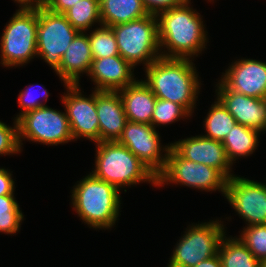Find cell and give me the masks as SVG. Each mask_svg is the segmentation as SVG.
<instances>
[{
	"label": "cell",
	"instance_id": "10",
	"mask_svg": "<svg viewBox=\"0 0 266 267\" xmlns=\"http://www.w3.org/2000/svg\"><path fill=\"white\" fill-rule=\"evenodd\" d=\"M79 33L64 14L38 6L37 57L49 64L54 72L60 69L63 54Z\"/></svg>",
	"mask_w": 266,
	"mask_h": 267
},
{
	"label": "cell",
	"instance_id": "19",
	"mask_svg": "<svg viewBox=\"0 0 266 267\" xmlns=\"http://www.w3.org/2000/svg\"><path fill=\"white\" fill-rule=\"evenodd\" d=\"M93 60L87 32H80L63 54L60 69L56 72L64 85L80 84L81 74L88 75Z\"/></svg>",
	"mask_w": 266,
	"mask_h": 267
},
{
	"label": "cell",
	"instance_id": "4",
	"mask_svg": "<svg viewBox=\"0 0 266 267\" xmlns=\"http://www.w3.org/2000/svg\"><path fill=\"white\" fill-rule=\"evenodd\" d=\"M95 144V169L90 172L94 177L119 190L143 182L157 187L156 175L127 147L117 141Z\"/></svg>",
	"mask_w": 266,
	"mask_h": 267
},
{
	"label": "cell",
	"instance_id": "13",
	"mask_svg": "<svg viewBox=\"0 0 266 267\" xmlns=\"http://www.w3.org/2000/svg\"><path fill=\"white\" fill-rule=\"evenodd\" d=\"M66 94L61 96L69 120L73 139L86 138L99 142V120L96 111V90L89 97L82 94L80 84L64 85ZM85 96V97H84Z\"/></svg>",
	"mask_w": 266,
	"mask_h": 267
},
{
	"label": "cell",
	"instance_id": "30",
	"mask_svg": "<svg viewBox=\"0 0 266 267\" xmlns=\"http://www.w3.org/2000/svg\"><path fill=\"white\" fill-rule=\"evenodd\" d=\"M14 126H7L6 123L0 121V155H15L21 152L18 138V123L13 122Z\"/></svg>",
	"mask_w": 266,
	"mask_h": 267
},
{
	"label": "cell",
	"instance_id": "25",
	"mask_svg": "<svg viewBox=\"0 0 266 267\" xmlns=\"http://www.w3.org/2000/svg\"><path fill=\"white\" fill-rule=\"evenodd\" d=\"M69 23L80 32H87L94 24L102 25L100 0H80L64 13Z\"/></svg>",
	"mask_w": 266,
	"mask_h": 267
},
{
	"label": "cell",
	"instance_id": "31",
	"mask_svg": "<svg viewBox=\"0 0 266 267\" xmlns=\"http://www.w3.org/2000/svg\"><path fill=\"white\" fill-rule=\"evenodd\" d=\"M41 87H43L41 89L43 91L42 92L43 97L45 98L44 103H43V101H39L40 97L38 99V96L36 95L37 92L35 93L34 90H32V88H34L33 84L27 85L23 91L22 90L20 91V93L18 95V103H19V106L21 107L22 110H20L21 112L16 115L15 120H17L21 115H23V114H25L31 110H35L37 108H41L42 106L46 105L45 103L48 100V97L50 95L44 86H41Z\"/></svg>",
	"mask_w": 266,
	"mask_h": 267
},
{
	"label": "cell",
	"instance_id": "34",
	"mask_svg": "<svg viewBox=\"0 0 266 267\" xmlns=\"http://www.w3.org/2000/svg\"><path fill=\"white\" fill-rule=\"evenodd\" d=\"M80 0H43V6L51 12L64 14Z\"/></svg>",
	"mask_w": 266,
	"mask_h": 267
},
{
	"label": "cell",
	"instance_id": "6",
	"mask_svg": "<svg viewBox=\"0 0 266 267\" xmlns=\"http://www.w3.org/2000/svg\"><path fill=\"white\" fill-rule=\"evenodd\" d=\"M111 28L117 41L119 55L134 68L138 64H143L146 68L161 57L158 20L155 14Z\"/></svg>",
	"mask_w": 266,
	"mask_h": 267
},
{
	"label": "cell",
	"instance_id": "21",
	"mask_svg": "<svg viewBox=\"0 0 266 267\" xmlns=\"http://www.w3.org/2000/svg\"><path fill=\"white\" fill-rule=\"evenodd\" d=\"M149 15L142 0H100L102 25L112 27Z\"/></svg>",
	"mask_w": 266,
	"mask_h": 267
},
{
	"label": "cell",
	"instance_id": "37",
	"mask_svg": "<svg viewBox=\"0 0 266 267\" xmlns=\"http://www.w3.org/2000/svg\"><path fill=\"white\" fill-rule=\"evenodd\" d=\"M261 267H266V260L261 261Z\"/></svg>",
	"mask_w": 266,
	"mask_h": 267
},
{
	"label": "cell",
	"instance_id": "33",
	"mask_svg": "<svg viewBox=\"0 0 266 267\" xmlns=\"http://www.w3.org/2000/svg\"><path fill=\"white\" fill-rule=\"evenodd\" d=\"M11 173L10 170L0 167V196L15 193V181Z\"/></svg>",
	"mask_w": 266,
	"mask_h": 267
},
{
	"label": "cell",
	"instance_id": "20",
	"mask_svg": "<svg viewBox=\"0 0 266 267\" xmlns=\"http://www.w3.org/2000/svg\"><path fill=\"white\" fill-rule=\"evenodd\" d=\"M118 93L129 122L151 124L157 97L142 79L120 89Z\"/></svg>",
	"mask_w": 266,
	"mask_h": 267
},
{
	"label": "cell",
	"instance_id": "17",
	"mask_svg": "<svg viewBox=\"0 0 266 267\" xmlns=\"http://www.w3.org/2000/svg\"><path fill=\"white\" fill-rule=\"evenodd\" d=\"M134 69L120 55L93 58L88 76L97 91H119L136 81Z\"/></svg>",
	"mask_w": 266,
	"mask_h": 267
},
{
	"label": "cell",
	"instance_id": "29",
	"mask_svg": "<svg viewBox=\"0 0 266 267\" xmlns=\"http://www.w3.org/2000/svg\"><path fill=\"white\" fill-rule=\"evenodd\" d=\"M239 239L256 259L266 260V224L243 227Z\"/></svg>",
	"mask_w": 266,
	"mask_h": 267
},
{
	"label": "cell",
	"instance_id": "24",
	"mask_svg": "<svg viewBox=\"0 0 266 267\" xmlns=\"http://www.w3.org/2000/svg\"><path fill=\"white\" fill-rule=\"evenodd\" d=\"M203 122L206 134H202V136L219 142H223L237 123L235 118L217 98L212 103Z\"/></svg>",
	"mask_w": 266,
	"mask_h": 267
},
{
	"label": "cell",
	"instance_id": "15",
	"mask_svg": "<svg viewBox=\"0 0 266 267\" xmlns=\"http://www.w3.org/2000/svg\"><path fill=\"white\" fill-rule=\"evenodd\" d=\"M222 73L220 81L229 89L243 95L265 99L266 62L256 59H237Z\"/></svg>",
	"mask_w": 266,
	"mask_h": 267
},
{
	"label": "cell",
	"instance_id": "22",
	"mask_svg": "<svg viewBox=\"0 0 266 267\" xmlns=\"http://www.w3.org/2000/svg\"><path fill=\"white\" fill-rule=\"evenodd\" d=\"M261 132L236 123L231 132L225 137L222 144L231 163L238 157H247L257 149Z\"/></svg>",
	"mask_w": 266,
	"mask_h": 267
},
{
	"label": "cell",
	"instance_id": "11",
	"mask_svg": "<svg viewBox=\"0 0 266 267\" xmlns=\"http://www.w3.org/2000/svg\"><path fill=\"white\" fill-rule=\"evenodd\" d=\"M156 130L152 124L128 121L117 142L127 147L157 176L166 165L171 145H161V138Z\"/></svg>",
	"mask_w": 266,
	"mask_h": 267
},
{
	"label": "cell",
	"instance_id": "35",
	"mask_svg": "<svg viewBox=\"0 0 266 267\" xmlns=\"http://www.w3.org/2000/svg\"><path fill=\"white\" fill-rule=\"evenodd\" d=\"M194 267H222V264H221V260L218 256V254H217V255H215V256L207 259V260L199 262Z\"/></svg>",
	"mask_w": 266,
	"mask_h": 267
},
{
	"label": "cell",
	"instance_id": "27",
	"mask_svg": "<svg viewBox=\"0 0 266 267\" xmlns=\"http://www.w3.org/2000/svg\"><path fill=\"white\" fill-rule=\"evenodd\" d=\"M14 195L0 196V232L16 234L20 231L24 215Z\"/></svg>",
	"mask_w": 266,
	"mask_h": 267
},
{
	"label": "cell",
	"instance_id": "16",
	"mask_svg": "<svg viewBox=\"0 0 266 267\" xmlns=\"http://www.w3.org/2000/svg\"><path fill=\"white\" fill-rule=\"evenodd\" d=\"M217 99L238 124L255 129L259 132L266 131V103L265 99L249 97L229 90L220 80L215 86Z\"/></svg>",
	"mask_w": 266,
	"mask_h": 267
},
{
	"label": "cell",
	"instance_id": "7",
	"mask_svg": "<svg viewBox=\"0 0 266 267\" xmlns=\"http://www.w3.org/2000/svg\"><path fill=\"white\" fill-rule=\"evenodd\" d=\"M225 233V225L218 219L192 223L173 249L167 267H194L217 255Z\"/></svg>",
	"mask_w": 266,
	"mask_h": 267
},
{
	"label": "cell",
	"instance_id": "9",
	"mask_svg": "<svg viewBox=\"0 0 266 267\" xmlns=\"http://www.w3.org/2000/svg\"><path fill=\"white\" fill-rule=\"evenodd\" d=\"M64 111L45 105L21 115L17 119L21 149L26 139L51 146L74 141L65 108Z\"/></svg>",
	"mask_w": 266,
	"mask_h": 267
},
{
	"label": "cell",
	"instance_id": "32",
	"mask_svg": "<svg viewBox=\"0 0 266 267\" xmlns=\"http://www.w3.org/2000/svg\"><path fill=\"white\" fill-rule=\"evenodd\" d=\"M149 14L157 15L160 11L181 5L185 0H142Z\"/></svg>",
	"mask_w": 266,
	"mask_h": 267
},
{
	"label": "cell",
	"instance_id": "36",
	"mask_svg": "<svg viewBox=\"0 0 266 267\" xmlns=\"http://www.w3.org/2000/svg\"><path fill=\"white\" fill-rule=\"evenodd\" d=\"M19 4V8H35L39 5H43V0H14Z\"/></svg>",
	"mask_w": 266,
	"mask_h": 267
},
{
	"label": "cell",
	"instance_id": "28",
	"mask_svg": "<svg viewBox=\"0 0 266 267\" xmlns=\"http://www.w3.org/2000/svg\"><path fill=\"white\" fill-rule=\"evenodd\" d=\"M191 116L182 105L157 98L151 117V124L156 129L159 125H169Z\"/></svg>",
	"mask_w": 266,
	"mask_h": 267
},
{
	"label": "cell",
	"instance_id": "8",
	"mask_svg": "<svg viewBox=\"0 0 266 267\" xmlns=\"http://www.w3.org/2000/svg\"><path fill=\"white\" fill-rule=\"evenodd\" d=\"M227 179L215 168L182 158L170 147L164 169L156 176V186L179 184L201 191L226 195Z\"/></svg>",
	"mask_w": 266,
	"mask_h": 267
},
{
	"label": "cell",
	"instance_id": "1",
	"mask_svg": "<svg viewBox=\"0 0 266 267\" xmlns=\"http://www.w3.org/2000/svg\"><path fill=\"white\" fill-rule=\"evenodd\" d=\"M190 6L191 0H185L156 15L161 57L194 59L206 49L208 32L200 13Z\"/></svg>",
	"mask_w": 266,
	"mask_h": 267
},
{
	"label": "cell",
	"instance_id": "18",
	"mask_svg": "<svg viewBox=\"0 0 266 267\" xmlns=\"http://www.w3.org/2000/svg\"><path fill=\"white\" fill-rule=\"evenodd\" d=\"M99 142L118 141L128 122L118 91L96 90Z\"/></svg>",
	"mask_w": 266,
	"mask_h": 267
},
{
	"label": "cell",
	"instance_id": "3",
	"mask_svg": "<svg viewBox=\"0 0 266 267\" xmlns=\"http://www.w3.org/2000/svg\"><path fill=\"white\" fill-rule=\"evenodd\" d=\"M71 191L72 209L90 228L110 230L119 219L121 196L114 185L89 173Z\"/></svg>",
	"mask_w": 266,
	"mask_h": 267
},
{
	"label": "cell",
	"instance_id": "12",
	"mask_svg": "<svg viewBox=\"0 0 266 267\" xmlns=\"http://www.w3.org/2000/svg\"><path fill=\"white\" fill-rule=\"evenodd\" d=\"M225 197L246 226L266 224V183L234 175L226 182Z\"/></svg>",
	"mask_w": 266,
	"mask_h": 267
},
{
	"label": "cell",
	"instance_id": "26",
	"mask_svg": "<svg viewBox=\"0 0 266 267\" xmlns=\"http://www.w3.org/2000/svg\"><path fill=\"white\" fill-rule=\"evenodd\" d=\"M93 58H103L119 55L118 45L109 26L100 25L88 34Z\"/></svg>",
	"mask_w": 266,
	"mask_h": 267
},
{
	"label": "cell",
	"instance_id": "14",
	"mask_svg": "<svg viewBox=\"0 0 266 267\" xmlns=\"http://www.w3.org/2000/svg\"><path fill=\"white\" fill-rule=\"evenodd\" d=\"M170 145L182 158L211 166L227 180L235 175L231 173L233 164L228 159L222 142L197 135L179 139Z\"/></svg>",
	"mask_w": 266,
	"mask_h": 267
},
{
	"label": "cell",
	"instance_id": "5",
	"mask_svg": "<svg viewBox=\"0 0 266 267\" xmlns=\"http://www.w3.org/2000/svg\"><path fill=\"white\" fill-rule=\"evenodd\" d=\"M38 7L19 8L3 29L0 60L4 67H19L37 57Z\"/></svg>",
	"mask_w": 266,
	"mask_h": 267
},
{
	"label": "cell",
	"instance_id": "23",
	"mask_svg": "<svg viewBox=\"0 0 266 267\" xmlns=\"http://www.w3.org/2000/svg\"><path fill=\"white\" fill-rule=\"evenodd\" d=\"M218 256L222 267H261V262L236 236L232 238L225 235L222 238Z\"/></svg>",
	"mask_w": 266,
	"mask_h": 267
},
{
	"label": "cell",
	"instance_id": "2",
	"mask_svg": "<svg viewBox=\"0 0 266 267\" xmlns=\"http://www.w3.org/2000/svg\"><path fill=\"white\" fill-rule=\"evenodd\" d=\"M192 60L160 57L144 68L143 80L158 99L180 104L191 115L202 84Z\"/></svg>",
	"mask_w": 266,
	"mask_h": 267
}]
</instances>
